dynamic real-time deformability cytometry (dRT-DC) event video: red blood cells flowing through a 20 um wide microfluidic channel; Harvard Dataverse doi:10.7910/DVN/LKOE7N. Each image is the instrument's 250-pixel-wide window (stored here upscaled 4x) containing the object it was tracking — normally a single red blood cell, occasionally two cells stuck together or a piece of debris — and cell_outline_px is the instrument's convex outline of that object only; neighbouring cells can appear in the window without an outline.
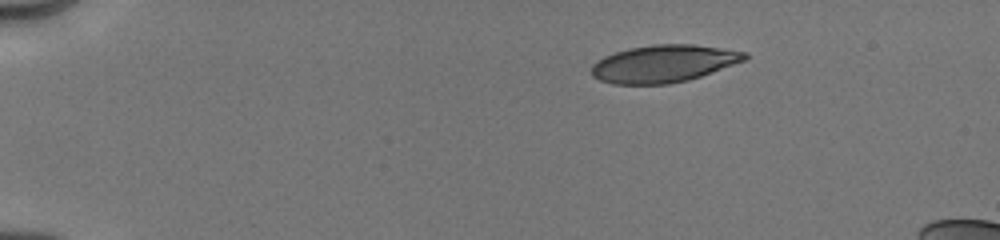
{"species": "human", "species_latin": "Homo sapiens", "temperature_condition": "cold", "stored_images_in_passage": 6, "camera_frame_rate_fps": 3000, "um_per_image_px": 0.085, "donor": {"sex": "male"}, "frame": {"image": 1, "passage_image": 1, "time_ms": 0.0, "image_size_px": [1000, 240], "cell_outline_px": [[748, 60], [688, 80], [668, 84], [612, 84], [600, 80], [592, 76], [592, 64], [596, 60], [604, 56], [628, 48], [652, 44], [692, 44], [748, 52]], "centroid_in_image_um": [56.42, 5.41], "position_along_channel_um": 28.6, "area_um2": 33.52}}